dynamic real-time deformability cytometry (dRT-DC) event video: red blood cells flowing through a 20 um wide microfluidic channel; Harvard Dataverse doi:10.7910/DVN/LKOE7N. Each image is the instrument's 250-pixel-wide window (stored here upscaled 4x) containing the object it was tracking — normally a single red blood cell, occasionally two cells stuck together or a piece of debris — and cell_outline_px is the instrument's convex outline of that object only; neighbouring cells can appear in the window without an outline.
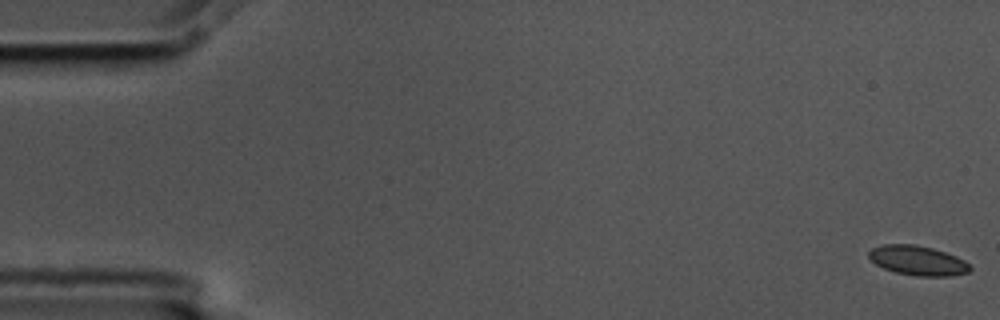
{"species": "common noctule bat (a hibernating species)", "species_latin": "Nyctalus noctula", "temperature_condition": "cold", "stored_images_in_passage": 57, "camera_frame_rate_fps": 3000, "um_per_image_px": 0.085, "animal": {"sex": "male", "body_mass_g": 17.5, "forearm_length_mm": 52.3}, "frame": {"image": 1, "passage_image": 1, "time_ms": 0.0, "image_size_px": [1000, 320], "cell_outline_px": [[972, 268], [968, 272], [952, 276], [916, 276], [896, 272], [884, 268], [876, 264], [868, 256], [868, 252], [872, 248], [884, 244], [916, 244], [932, 248], [956, 256], [964, 260]], "centroid_in_image_um": [78.01, 22.14], "position_along_channel_um": 7.0, "area_um2": 17.4}}
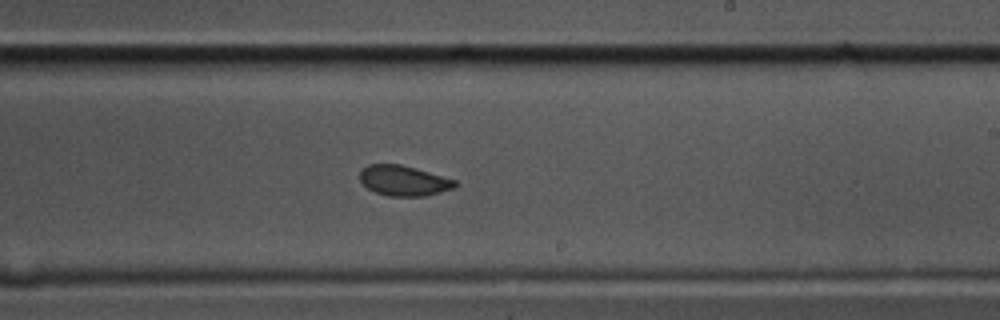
{"frame": {"image": 2, "passage_image": 34, "time_ms": 11.0, "image_size_px": [1000, 320], "cell_outline_px": [[456, 184], [452, 188], [440, 192], [424, 196], [388, 196], [376, 192], [368, 188], [360, 180], [360, 172], [368, 164], [400, 164], [416, 168], [456, 180]], "centroid_in_image_um": [34.3, 15.35], "position_along_channel_um": 254.7, "area_um2": 16.59}}
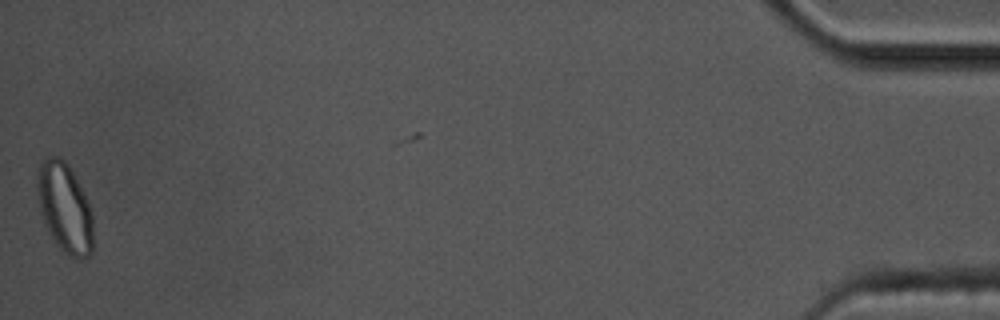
{"frame": {"image": 3, "passage_image": 57, "time_ms": 18.667, "image_size_px": [1000, 320], "cell_outline_px": [[92, 252], [84, 260], [72, 256], [64, 252], [60, 248], [48, 232], [40, 212], [36, 188], [36, 176], [40, 164], [48, 156], [60, 156], [68, 164], [88, 204], [92, 216]], "centroid_in_image_um": [5.46, 17.66], "position_along_channel_um": 429.7, "area_um2": 28.9}, "authors_computed_cell_mechanics": {"area_um2": 17.5134, "velocity_mm_per_s": 3.5376, "shape_relaxation_time_tau1_ms": 5.666, "shape_relaxation_time_tau2_ms": null, "deformation_change_tau1": 0.0898, "deformation_change_tau2": null}}